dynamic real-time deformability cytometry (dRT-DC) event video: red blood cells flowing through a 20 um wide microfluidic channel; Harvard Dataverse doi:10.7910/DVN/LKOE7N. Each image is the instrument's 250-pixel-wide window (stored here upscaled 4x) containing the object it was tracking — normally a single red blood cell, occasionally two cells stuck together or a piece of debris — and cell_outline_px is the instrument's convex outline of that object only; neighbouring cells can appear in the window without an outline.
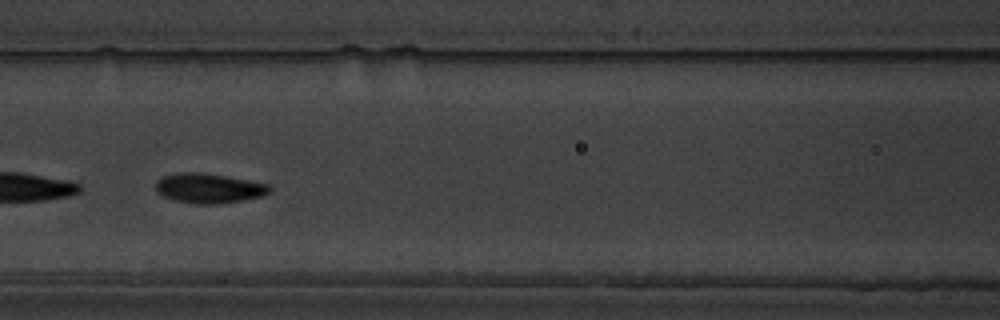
{"species": "common noctule bat (a hibernating species)", "species_latin": "Nyctalus noctula", "temperature_condition": "warm", "stored_images_in_passage": 35, "camera_frame_rate_fps": 3000, "um_per_image_px": 0.085, "animal": {"sex": "male", "body_mass_g": 19.5, "forearm_length_mm": 54.6}, "frame": {"image": 1, "passage_image": 21, "time_ms": 6.667, "image_size_px": [1000, 320], "cell_outline_px": [[272, 192], [264, 196], [244, 200], [220, 204], [196, 204], [176, 200], [164, 196], [156, 192], [156, 180], [164, 176], [176, 172], [200, 172], [248, 180], [268, 184], [272, 188]], "centroid_in_image_um": [17.78, 16.0], "position_along_channel_um": 148.8, "area_um2": 19.88}}
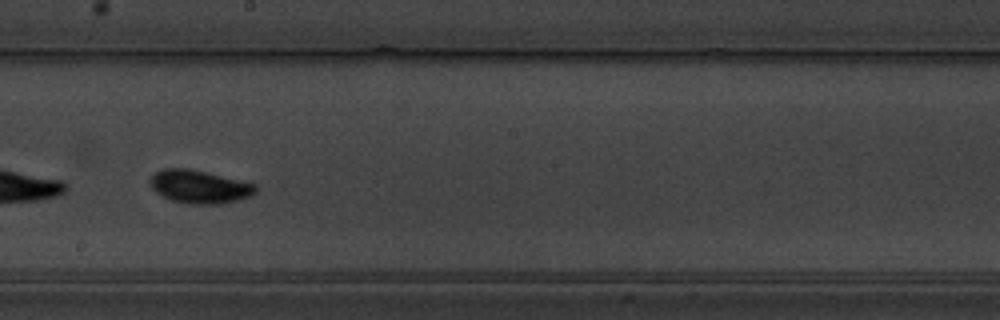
{"frame": {"image": 2, "passage_image": 28, "time_ms": 9.0, "image_size_px": [1000, 320], "cell_outline_px": [[256, 192], [252, 196], [220, 204], [188, 204], [172, 200], [160, 196], [152, 188], [148, 180], [156, 172], [164, 168], [188, 168], [256, 184]], "centroid_in_image_um": [16.92, 15.88], "position_along_channel_um": 231.3, "area_um2": 20.35}}